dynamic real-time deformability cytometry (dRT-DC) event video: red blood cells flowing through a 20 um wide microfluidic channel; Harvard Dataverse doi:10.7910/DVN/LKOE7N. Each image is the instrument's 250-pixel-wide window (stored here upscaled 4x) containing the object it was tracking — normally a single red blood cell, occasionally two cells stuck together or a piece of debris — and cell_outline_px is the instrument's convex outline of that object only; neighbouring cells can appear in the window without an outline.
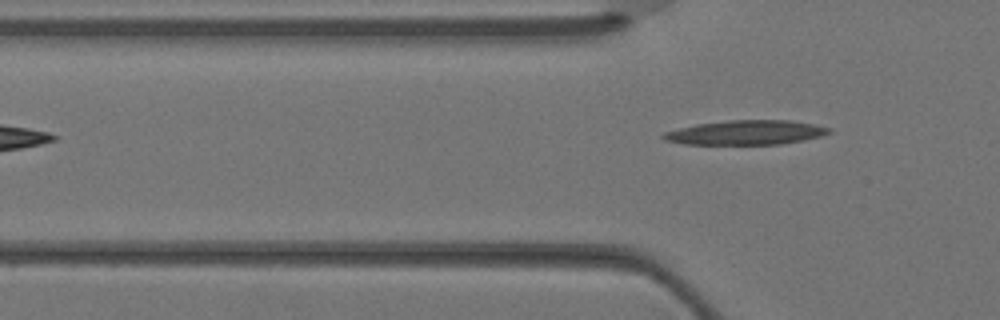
{"species": "Egyptian fruit bat (a non-hibernating species)", "species_latin": "Rousettus aegyptiacus", "temperature_condition": "warm", "stored_images_in_passage": 3, "camera_frame_rate_fps": 3000, "um_per_image_px": 0.085, "animal": {"sex": "female"}, "frame": {"image": 1, "passage_image": 3, "time_ms": 0.667, "image_size_px": [1000, 320], "cell_outline_px": [[832, 132], [820, 136], [804, 140], [780, 144], [684, 144], [664, 140], [660, 136], [664, 132], [696, 124], [728, 120], [792, 120], [816, 124], [832, 128]], "centroid_in_image_um": [63.43, 11.26], "position_along_channel_um": 62.4, "area_um2": 23.7}}